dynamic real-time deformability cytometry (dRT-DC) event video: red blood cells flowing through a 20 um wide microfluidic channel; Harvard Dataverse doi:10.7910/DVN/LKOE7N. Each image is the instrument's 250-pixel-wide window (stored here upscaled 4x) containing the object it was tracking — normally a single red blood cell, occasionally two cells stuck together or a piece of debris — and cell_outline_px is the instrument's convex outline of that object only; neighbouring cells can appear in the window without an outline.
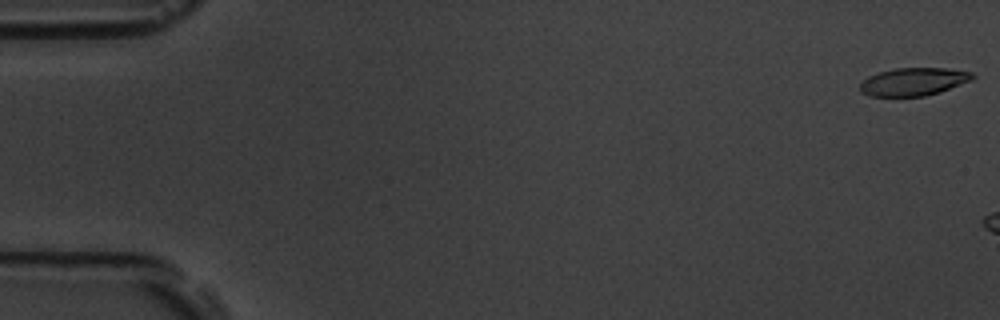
{"species": "common noctule bat (a hibernating species)", "species_latin": "Nyctalus noctula", "temperature_condition": "room temperature", "stored_images_in_passage": 6, "camera_frame_rate_fps": 3000, "um_per_image_px": 0.085, "animal": {"sex": "male", "body_mass_g": 19.5, "forearm_length_mm": 54.6}, "frame": {"image": 1, "passage_image": 1, "time_ms": 0.0, "image_size_px": [1000, 320], "cell_outline_px": [[976, 76], [972, 80], [940, 92], [924, 96], [868, 96], [860, 92], [860, 84], [868, 76], [880, 72], [896, 68], [944, 68], [972, 72]], "centroid_in_image_um": [77.65, 6.94], "position_along_channel_um": 7.3, "area_um2": 18.26}}